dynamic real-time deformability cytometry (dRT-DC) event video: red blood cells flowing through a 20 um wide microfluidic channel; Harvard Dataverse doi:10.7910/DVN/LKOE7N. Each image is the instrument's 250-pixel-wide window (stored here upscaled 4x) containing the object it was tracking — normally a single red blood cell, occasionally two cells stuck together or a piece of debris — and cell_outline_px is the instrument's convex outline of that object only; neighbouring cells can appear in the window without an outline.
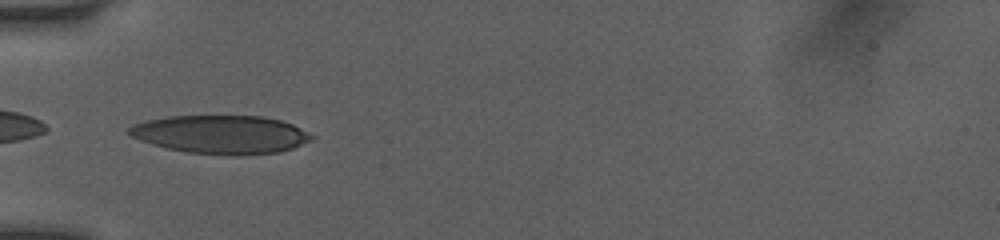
{"species": "human", "species_latin": "Homo sapiens", "temperature_condition": "room temperature", "stored_images_in_passage": 32, "camera_frame_rate_fps": 3000, "um_per_image_px": 0.085, "donor": {"sex": "female"}, "frame": {"image": 1, "passage_image": 1, "time_ms": 0.0, "image_size_px": [1000, 240], "cell_outline_px": [[316, 136], [312, 140], [292, 148], [280, 152], [232, 156], [188, 152], [168, 148], [152, 144], [140, 140], [132, 136], [128, 132], [128, 128], [132, 124], [144, 120], [168, 116], [260, 116], [280, 120], [292, 124]], "centroid_in_image_um": [18.78, 11.43], "position_along_channel_um": 66.2, "area_um2": 40.92}}
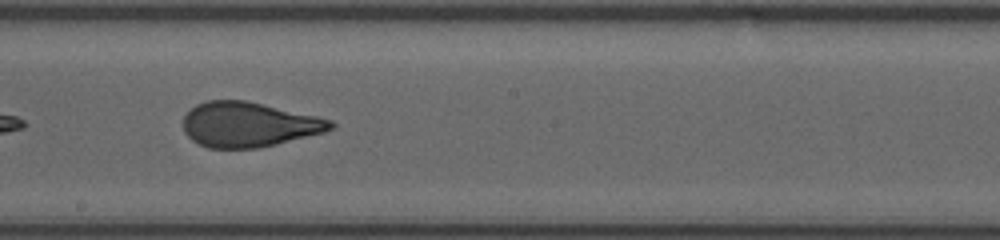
{"frame": {"image": 2, "passage_image": 13, "time_ms": 4.0, "image_size_px": [1000, 240], "cell_outline_px": [[336, 124], [332, 128], [324, 132], [260, 148], [208, 148], [192, 140], [184, 132], [184, 116], [196, 104], [208, 100], [244, 100], [316, 116], [332, 120]], "centroid_in_image_um": [21.13, 10.59], "position_along_channel_um": 227.1, "area_um2": 38.26}}
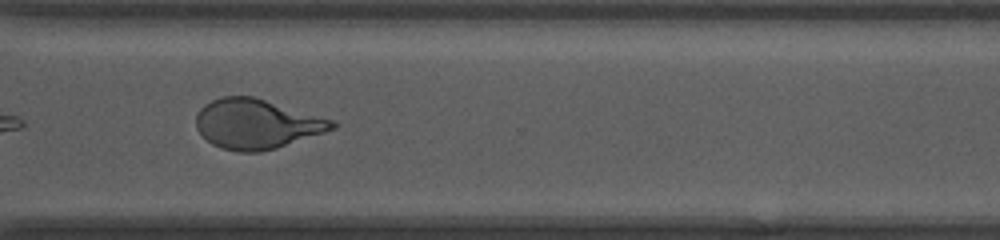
{"frame": {"image": 3, "passage_image": 22, "time_ms": 7.0, "image_size_px": [1000, 240], "cell_outline_px": [[336, 128], [276, 148], [260, 152], [240, 152], [224, 148], [212, 144], [196, 128], [196, 116], [200, 108], [204, 104], [212, 100], [224, 96], [252, 96], [336, 120]], "centroid_in_image_um": [21.82, 10.53], "position_along_channel_um": 348.8, "area_um2": 39.19}, "authors_computed_cell_mechanics": {"area_um2": 39.4774, "velocity_mm_per_s": 4.0779, "shape_relaxation_time_tau1_ms": 5.555, "shape_relaxation_time_tau2_ms": 0.6895, "deformation_change_tau1": 0.2014, "deformation_change_tau2": 0.071}}